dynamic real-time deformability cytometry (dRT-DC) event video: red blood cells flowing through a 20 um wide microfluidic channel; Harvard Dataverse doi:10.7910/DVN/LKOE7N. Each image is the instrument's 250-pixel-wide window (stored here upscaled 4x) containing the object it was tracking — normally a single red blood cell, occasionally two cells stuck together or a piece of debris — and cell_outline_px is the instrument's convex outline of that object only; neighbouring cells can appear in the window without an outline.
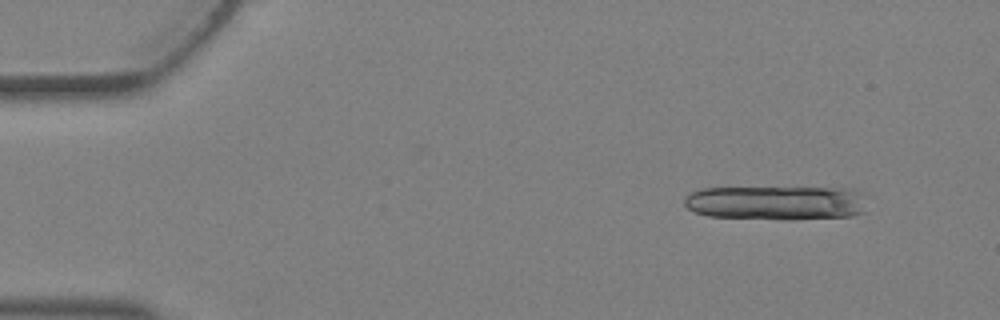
{"species": "Egyptian fruit bat (a non-hibernating species)", "species_latin": "Rousettus aegyptiacus", "temperature_condition": "warm", "stored_images_in_passage": 2, "camera_frame_rate_fps": 3000, "um_per_image_px": 0.085, "animal": {"sex": "female"}, "frame": {"image": 1, "passage_image": 2, "time_ms": 0.333, "image_size_px": [1000, 320], "cell_outline_px": [[868, 196], [864, 212], [852, 216], [796, 220], [780, 220], [708, 216], [696, 212], [688, 208], [684, 204], [684, 196], [688, 192], [700, 188], [856, 188], [864, 192]], "centroid_in_image_um": [66.06, 17.24], "position_along_channel_um": 18.9, "area_um2": 37.57}}